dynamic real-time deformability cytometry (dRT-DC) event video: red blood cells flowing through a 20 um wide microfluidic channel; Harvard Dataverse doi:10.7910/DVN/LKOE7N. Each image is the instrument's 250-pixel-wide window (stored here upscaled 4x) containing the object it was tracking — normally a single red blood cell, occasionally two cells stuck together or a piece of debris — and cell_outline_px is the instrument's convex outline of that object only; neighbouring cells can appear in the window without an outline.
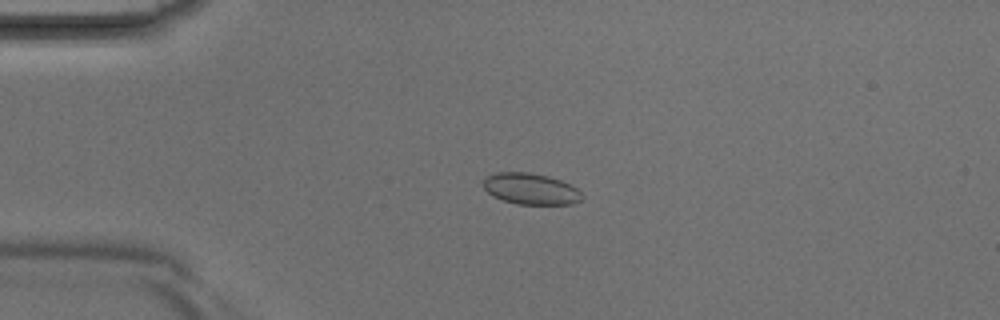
{"species": "Egyptian fruit bat (a non-hibernating species)", "species_latin": "Rousettus aegyptiacus", "temperature_condition": "room temperature", "stored_images_in_passage": 5, "camera_frame_rate_fps": 3000, "um_per_image_px": 0.085, "animal": {"sex": "male"}, "frame": {"image": 1, "passage_image": 4, "time_ms": 1.0, "image_size_px": [1000, 320], "cell_outline_px": [[584, 196], [580, 200], [572, 204], [516, 204], [492, 196], [484, 188], [484, 180], [488, 176], [496, 172], [528, 172], [548, 176], [560, 180], [576, 188]], "centroid_in_image_um": [45.11, 16.05], "position_along_channel_um": 39.9, "area_um2": 17.8}}
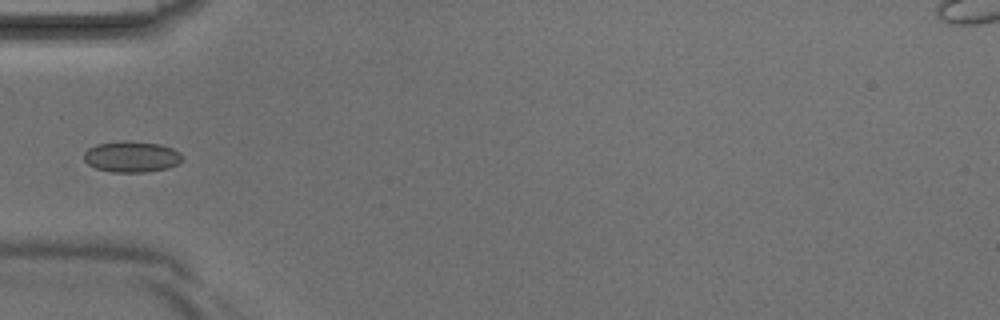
{"frame": {"image": 2, "passage_image": 5, "time_ms": 1.333, "image_size_px": [1000, 320], "cell_outline_px": [[184, 156], [176, 164], [168, 168], [144, 172], [112, 172], [96, 168], [88, 164], [84, 160], [84, 152], [88, 148], [96, 144], [160, 144], [172, 148], [180, 152]], "centroid_in_image_um": [11.19, 13.37], "position_along_channel_um": 73.8, "area_um2": 16.88}}